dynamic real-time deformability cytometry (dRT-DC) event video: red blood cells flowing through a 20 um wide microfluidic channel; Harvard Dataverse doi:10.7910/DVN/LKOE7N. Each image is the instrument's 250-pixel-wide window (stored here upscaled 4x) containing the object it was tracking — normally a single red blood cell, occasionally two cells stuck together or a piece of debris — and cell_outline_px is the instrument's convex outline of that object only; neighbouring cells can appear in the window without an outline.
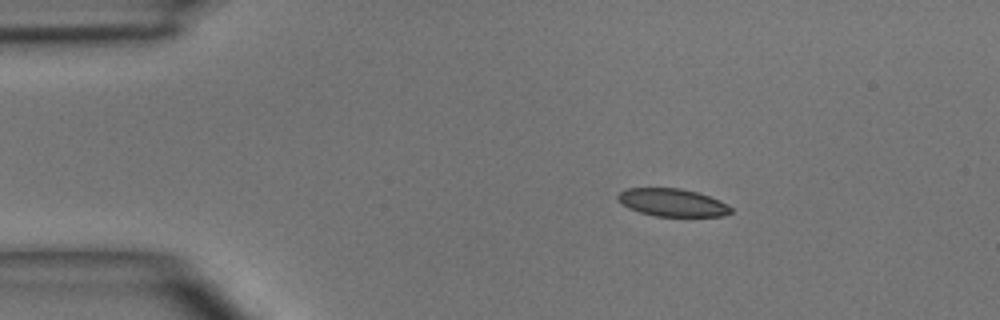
{"species": "common noctule bat (a hibernating species)", "species_latin": "Nyctalus noctula", "temperature_condition": "room temperature", "stored_images_in_passage": 3, "camera_frame_rate_fps": 3000, "um_per_image_px": 0.085, "animal": {"sex": "male", "body_mass_g": 15.6}, "frame": {"image": 1, "passage_image": 1, "time_ms": 0.0, "image_size_px": [1000, 320], "cell_outline_px": [[732, 212], [724, 216], [656, 216], [640, 212], [628, 208], [616, 196], [620, 192], [628, 188], [680, 188], [696, 192], [720, 200], [732, 208]], "centroid_in_image_um": [57.17, 17.22], "position_along_channel_um": 27.8, "area_um2": 18.09}}
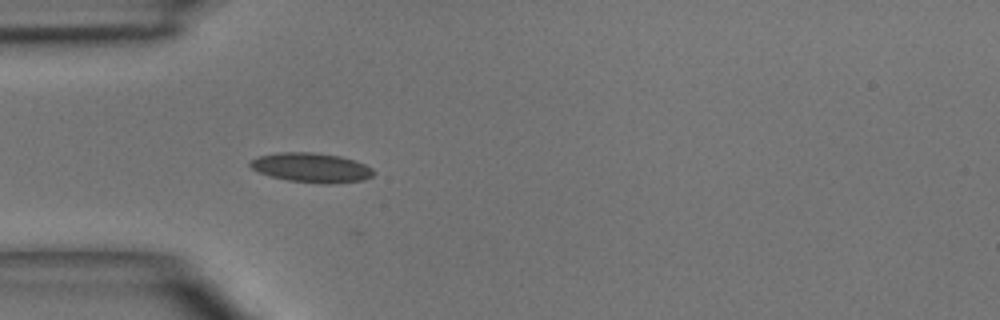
{"frame": {"image": 2, "passage_image": 3, "time_ms": 2.0, "image_size_px": [1000, 320], "cell_outline_px": [[376, 172], [372, 176], [364, 180], [328, 184], [324, 184], [288, 180], [272, 176], [260, 172], [252, 168], [248, 164], [252, 160], [260, 156], [280, 152], [312, 152], [340, 156], [364, 164], [372, 168]], "centroid_in_image_um": [26.5, 14.25], "position_along_channel_um": 58.5, "area_um2": 20.98}}